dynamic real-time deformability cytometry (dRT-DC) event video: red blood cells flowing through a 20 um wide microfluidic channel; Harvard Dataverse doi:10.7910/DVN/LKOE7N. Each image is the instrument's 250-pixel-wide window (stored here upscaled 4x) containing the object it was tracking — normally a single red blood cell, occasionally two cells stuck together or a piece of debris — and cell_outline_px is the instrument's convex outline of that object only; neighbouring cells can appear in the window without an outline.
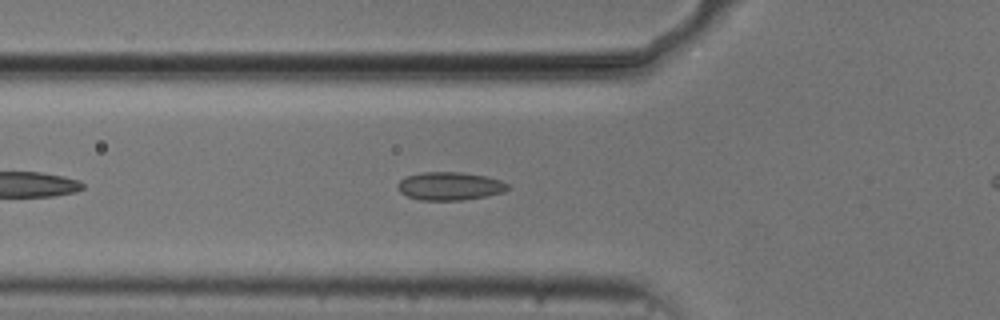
{"species": "common noctule bat (a hibernating species)", "species_latin": "Nyctalus noctula", "temperature_condition": "cold", "stored_images_in_passage": 35, "camera_frame_rate_fps": 3000, "um_per_image_px": 0.085, "animal": {"sex": "male", "body_mass_g": 20.5, "forearm_length_mm": 52.5}, "frame": {"image": 1, "passage_image": 6, "time_ms": 1.667, "image_size_px": [1000, 320], "cell_outline_px": [[512, 188], [504, 192], [488, 196], [464, 200], [420, 200], [408, 196], [400, 192], [396, 188], [396, 184], [404, 176], [420, 172], [460, 172], [488, 176], [500, 180], [508, 184]], "centroid_in_image_um": [38.24, 15.81], "position_along_channel_um": 87.6, "area_um2": 18.44}}
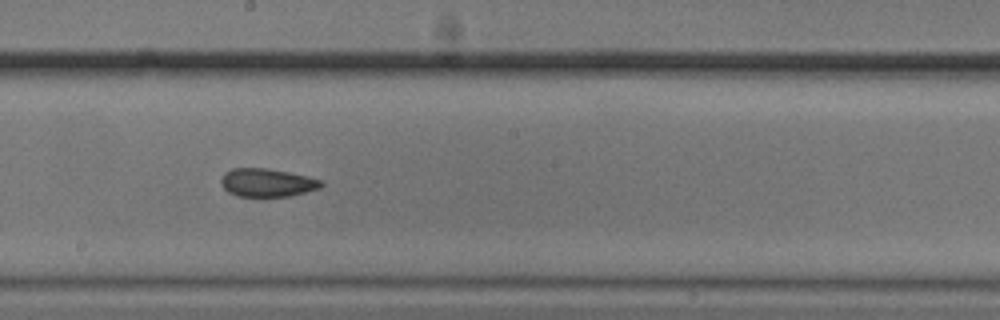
{"frame": {"image": 2, "passage_image": 17, "time_ms": 5.333, "image_size_px": [1000, 320], "cell_outline_px": [[324, 184], [320, 188], [288, 196], [236, 196], [228, 192], [220, 184], [220, 180], [224, 172], [232, 168], [268, 168], [308, 176], [324, 180]], "centroid_in_image_um": [22.7, 15.51], "position_along_channel_um": 225.5, "area_um2": 16.59}}
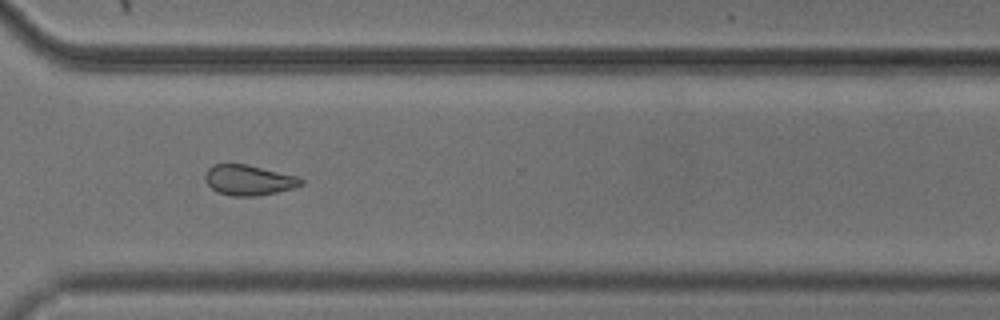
{"frame": {"image": 3, "passage_image": 27, "time_ms": 8.667, "image_size_px": [1000, 320], "cell_outline_px": [[304, 184], [292, 188], [276, 192], [256, 196], [232, 196], [216, 192], [204, 180], [204, 176], [208, 168], [212, 164], [248, 164], [300, 176], [304, 180]], "centroid_in_image_um": [21.16, 15.3], "position_along_channel_um": 349.4, "area_um2": 17.22}}